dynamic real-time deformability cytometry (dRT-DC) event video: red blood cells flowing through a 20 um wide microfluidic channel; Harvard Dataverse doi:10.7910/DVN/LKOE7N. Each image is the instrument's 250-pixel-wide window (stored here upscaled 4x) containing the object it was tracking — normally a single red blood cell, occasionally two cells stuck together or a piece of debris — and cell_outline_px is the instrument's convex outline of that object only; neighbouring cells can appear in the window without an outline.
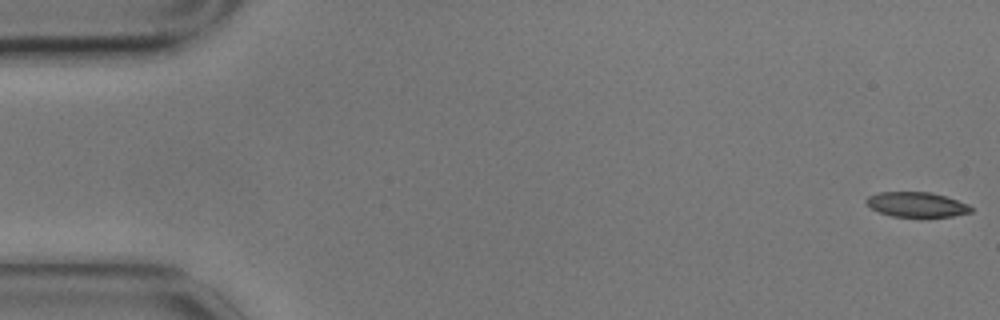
{"species": "common noctule bat (a hibernating species)", "species_latin": "Nyctalus noctula", "temperature_condition": "cold", "stored_images_in_passage": 4, "camera_frame_rate_fps": 3000, "um_per_image_px": 0.085, "animal": {"sex": "male", "body_mass_g": 17.9}, "frame": {"image": 1, "passage_image": 1, "time_ms": 0.0, "image_size_px": [1000, 320], "cell_outline_px": [[972, 212], [952, 216], [892, 216], [880, 212], [872, 208], [864, 200], [868, 196], [880, 192], [932, 192], [968, 204], [972, 208]], "centroid_in_image_um": [77.91, 17.37], "position_along_channel_um": 7.1, "area_um2": 14.91}}
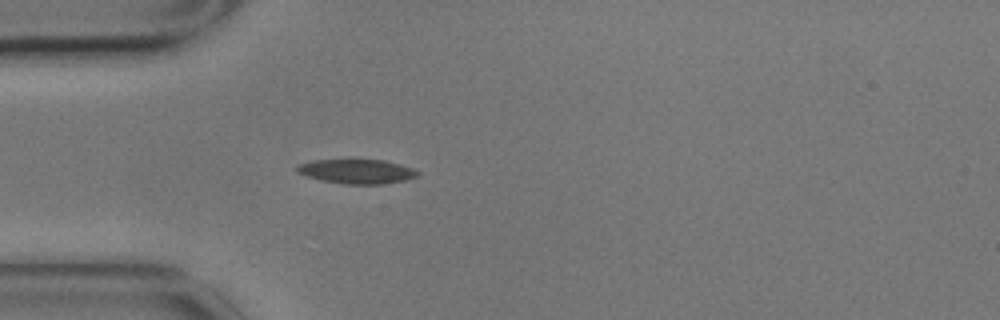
{"frame": {"image": 2, "passage_image": 4, "time_ms": 1.0, "image_size_px": [1000, 320], "cell_outline_px": [[420, 172], [416, 176], [404, 180], [384, 184], [344, 184], [320, 180], [296, 172], [296, 168], [300, 164], [312, 160], [348, 156], [384, 160], [400, 164], [412, 168]], "centroid_in_image_um": [30.28, 14.51], "position_along_channel_um": 54.7, "area_um2": 18.03}}